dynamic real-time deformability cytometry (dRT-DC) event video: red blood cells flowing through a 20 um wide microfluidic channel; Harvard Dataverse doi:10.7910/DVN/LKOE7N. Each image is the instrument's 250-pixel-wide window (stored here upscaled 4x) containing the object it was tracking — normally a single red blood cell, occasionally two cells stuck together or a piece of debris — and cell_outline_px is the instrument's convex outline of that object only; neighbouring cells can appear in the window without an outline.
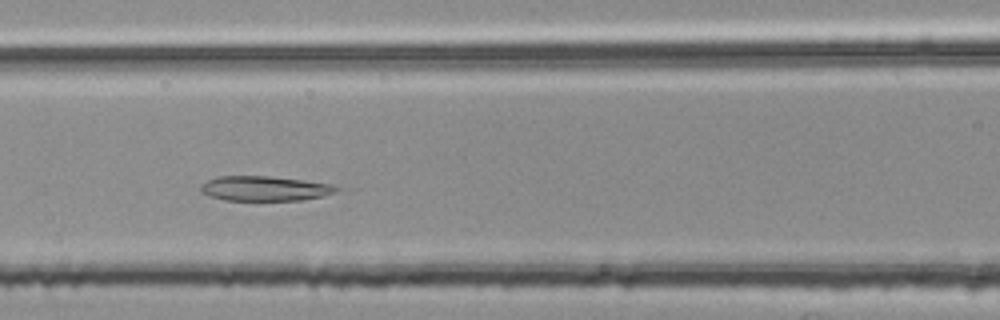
{"species": "common noctule bat (a hibernating species)", "species_latin": "Nyctalus noctula", "temperature_condition": "room temperature", "stored_images_in_passage": 30, "camera_frame_rate_fps": 3000, "um_per_image_px": 0.085, "animal": {"sex": "female", "body_mass_g": 25.1}, "frame": {"image": 1, "passage_image": 10, "time_ms": 3.0, "image_size_px": [1000, 320], "cell_outline_px": [[340, 188], [336, 192], [324, 196], [300, 200], [224, 200], [208, 196], [200, 192], [200, 188], [208, 180], [216, 176], [268, 176], [304, 180], [332, 184]], "centroid_in_image_um": [22.5, 16.02], "position_along_channel_um": 144.1, "area_um2": 19.65}}
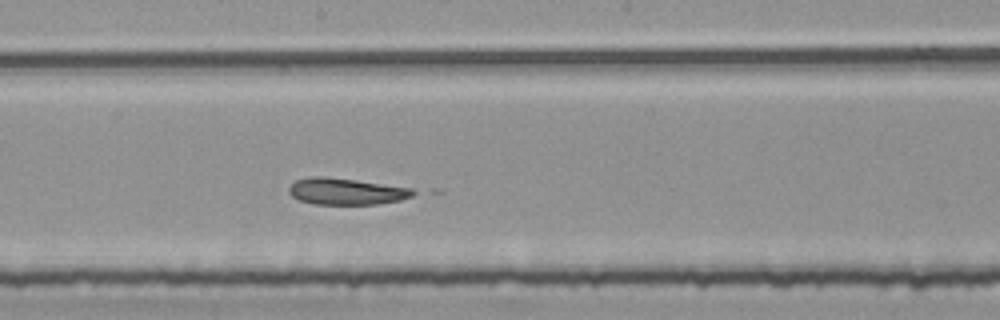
{"frame": {"image": 2, "passage_image": 16, "time_ms": 5.0, "image_size_px": [1000, 320], "cell_outline_px": [[420, 192], [412, 196], [400, 200], [376, 204], [316, 204], [300, 200], [292, 196], [288, 192], [288, 188], [296, 180], [312, 176], [320, 176], [356, 180], [412, 188]], "centroid_in_image_um": [29.46, 16.27], "position_along_channel_um": 218.7, "area_um2": 19.13}}
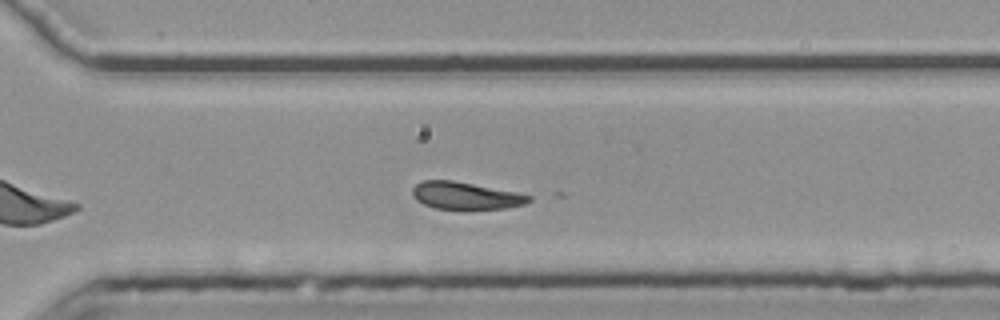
{"frame": {"image": 3, "passage_image": 25, "time_ms": 8.0, "image_size_px": [1000, 320], "cell_outline_px": [[532, 200], [524, 204], [508, 208], [464, 212], [436, 208], [424, 204], [416, 200], [412, 196], [412, 188], [420, 180], [452, 180], [516, 192], [532, 196]], "centroid_in_image_um": [39.57, 16.68], "position_along_channel_um": 331.0, "area_um2": 19.31}}